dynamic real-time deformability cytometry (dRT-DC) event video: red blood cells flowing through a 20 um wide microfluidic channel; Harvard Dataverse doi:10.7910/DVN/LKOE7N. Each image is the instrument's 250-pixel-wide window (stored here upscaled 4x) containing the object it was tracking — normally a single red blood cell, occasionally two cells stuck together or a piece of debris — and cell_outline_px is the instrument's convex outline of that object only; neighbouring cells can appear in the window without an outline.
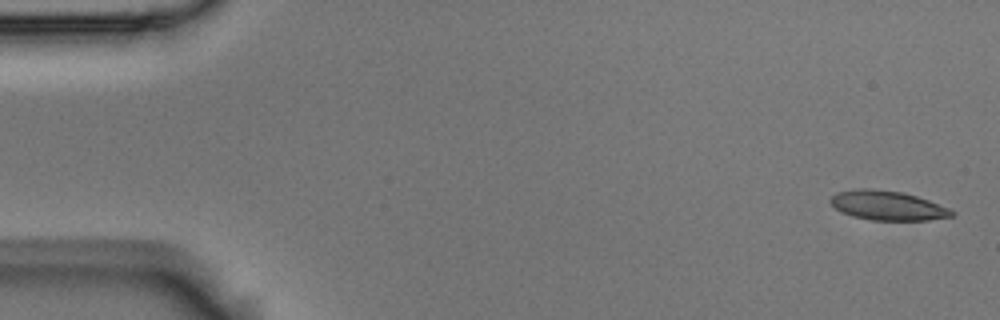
{"species": "Egyptian fruit bat (a non-hibernating species)", "species_latin": "Rousettus aegyptiacus", "temperature_condition": "room temperature", "stored_images_in_passage": 5, "camera_frame_rate_fps": 3000, "um_per_image_px": 0.085, "animal": {"sex": "male"}, "frame": {"image": 1, "passage_image": 1, "time_ms": 0.0, "image_size_px": [1000, 320], "cell_outline_px": [[956, 212], [952, 216], [928, 220], [872, 220], [852, 216], [840, 212], [828, 200], [836, 192], [860, 188], [872, 188], [904, 192], [928, 200], [948, 208]], "centroid_in_image_um": [75.41, 17.46], "position_along_channel_um": 9.6, "area_um2": 20.81}}
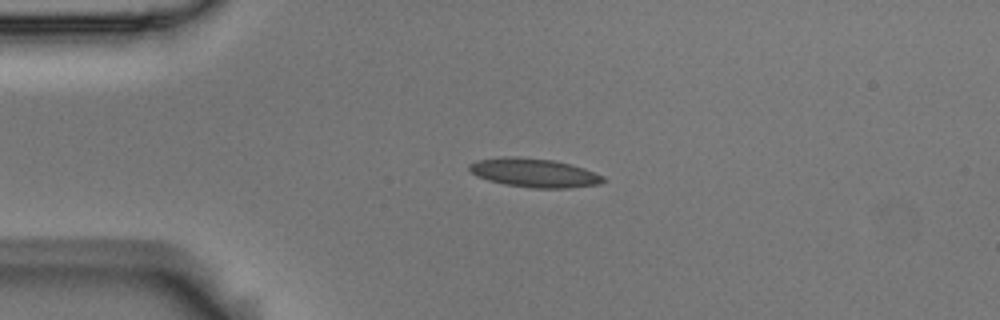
{"frame": {"image": 2, "passage_image": 4, "time_ms": 1.0, "image_size_px": [1000, 320], "cell_outline_px": [[604, 180], [600, 184], [568, 188], [532, 188], [504, 184], [488, 180], [476, 176], [468, 168], [468, 164], [476, 160], [504, 156], [512, 156], [556, 160], [584, 168], [604, 176]], "centroid_in_image_um": [45.38, 14.68], "position_along_channel_um": 39.6, "area_um2": 22.6}}